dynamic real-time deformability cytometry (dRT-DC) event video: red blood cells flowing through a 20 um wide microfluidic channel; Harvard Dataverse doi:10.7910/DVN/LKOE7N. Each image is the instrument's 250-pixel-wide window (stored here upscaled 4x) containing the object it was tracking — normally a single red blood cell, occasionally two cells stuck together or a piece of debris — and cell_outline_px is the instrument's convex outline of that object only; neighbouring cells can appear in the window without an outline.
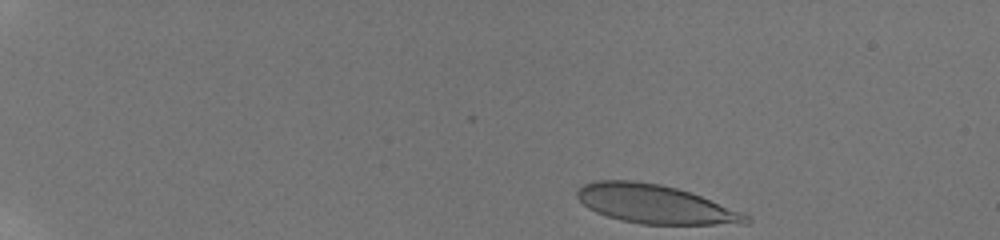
{"species": "human", "species_latin": "Homo sapiens", "temperature_condition": "room temperature", "stored_images_in_passage": 13, "camera_frame_rate_fps": 3000, "um_per_image_px": 0.085, "donor": {"sex": "male"}, "frame": {"image": 1, "passage_image": 1, "time_ms": 0.0, "image_size_px": [1000, 240], "cell_outline_px": [[752, 220], [748, 224], [640, 224], [620, 220], [596, 212], [588, 208], [576, 196], [576, 192], [584, 184], [596, 180], [632, 180], [660, 184], [676, 188], [700, 196], [740, 212], [748, 216]], "centroid_in_image_um": [55.65, 17.35], "position_along_channel_um": 29.4, "area_um2": 37.69}}